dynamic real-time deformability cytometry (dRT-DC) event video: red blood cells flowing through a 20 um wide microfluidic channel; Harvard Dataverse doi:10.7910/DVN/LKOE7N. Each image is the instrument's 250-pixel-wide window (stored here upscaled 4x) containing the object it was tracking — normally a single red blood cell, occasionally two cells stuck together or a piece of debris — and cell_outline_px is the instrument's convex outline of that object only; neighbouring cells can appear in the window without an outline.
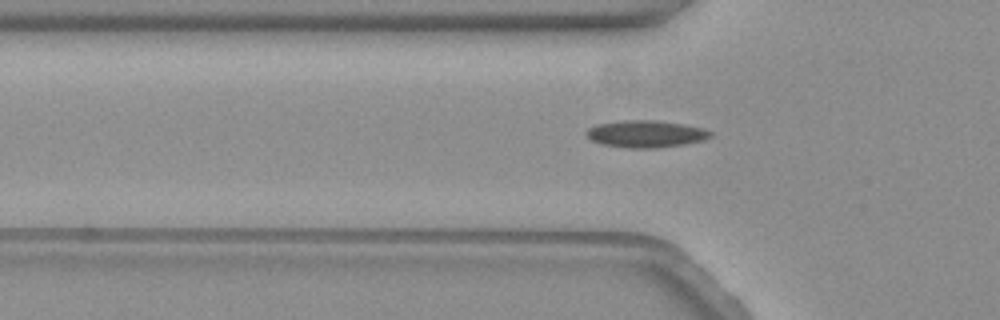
{"species": "common noctule bat (a hibernating species)", "species_latin": "Nyctalus noctula", "temperature_condition": "warm", "stored_images_in_passage": 37, "camera_frame_rate_fps": 3000, "um_per_image_px": 0.085, "animal": {"sex": "female", "body_mass_g": 19.3, "forearm_length_mm": 54.1}, "frame": {"image": 1, "passage_image": 5, "time_ms": 1.333, "image_size_px": [1000, 320], "cell_outline_px": [[712, 136], [704, 140], [684, 144], [656, 148], [628, 148], [600, 144], [592, 140], [584, 132], [588, 128], [596, 124], [628, 120], [656, 120], [684, 124], [704, 128], [712, 132]], "centroid_in_image_um": [54.9, 11.38], "position_along_channel_um": 70.9, "area_um2": 19.65}}
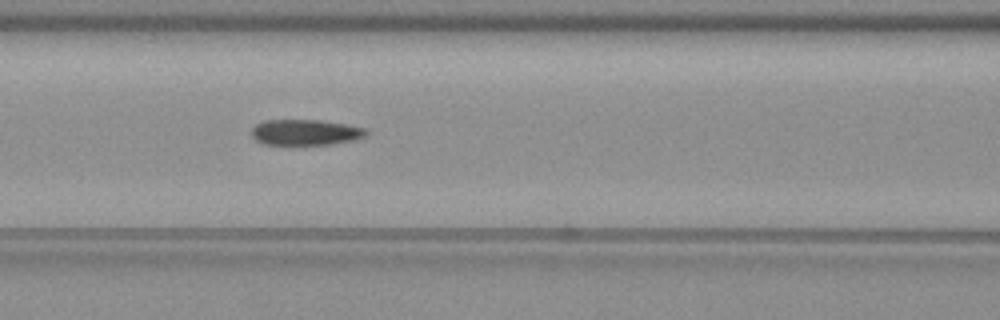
{"frame": {"image": 2, "passage_image": 11, "time_ms": 3.333, "image_size_px": [1000, 320], "cell_outline_px": [[368, 136], [356, 140], [332, 144], [292, 148], [264, 144], [256, 140], [252, 136], [252, 128], [256, 124], [264, 120], [320, 120], [348, 124], [368, 128]], "centroid_in_image_um": [25.99, 11.3], "position_along_channel_um": 140.6, "area_um2": 18.38}}
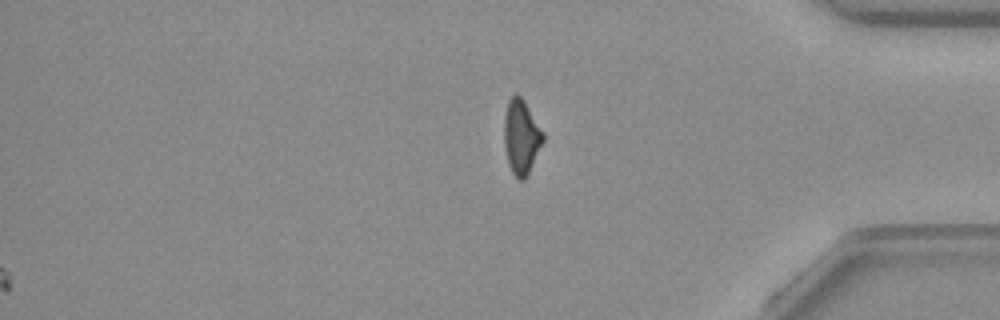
{"frame": {"image": 3, "passage_image": 35, "time_ms": 11.333, "image_size_px": [1000, 320], "cell_outline_px": [[544, 140], [524, 180], [516, 180], [508, 164], [504, 148], [504, 116], [508, 100], [516, 92], [524, 100], [544, 132]], "centroid_in_image_um": [44.29, 11.62], "position_along_channel_um": 390.9, "area_um2": 16.99}}